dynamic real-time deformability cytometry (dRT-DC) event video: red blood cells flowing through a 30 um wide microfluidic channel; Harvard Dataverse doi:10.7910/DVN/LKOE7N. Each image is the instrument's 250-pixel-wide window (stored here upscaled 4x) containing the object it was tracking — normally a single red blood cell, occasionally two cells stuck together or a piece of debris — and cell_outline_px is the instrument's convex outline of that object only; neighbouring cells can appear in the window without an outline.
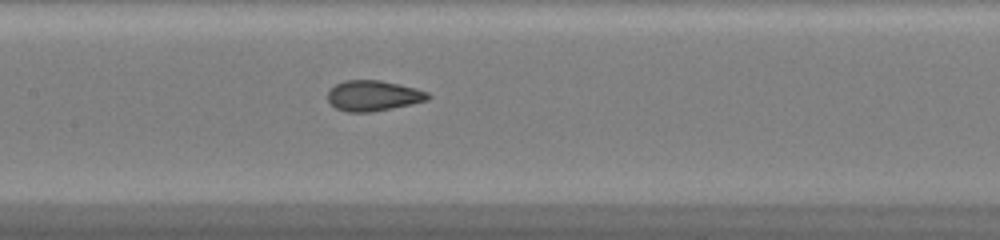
{"species": "common noctule bat (a hibernating species)", "species_latin": "Nyctalus noctula", "temperature_condition": "warm", "stored_images_in_passage": 10, "camera_frame_rate_fps": 3000, "um_per_image_px": 0.085, "animal": {"sex": "female", "body_mass_g": 20.0, "forearm_length_mm": 54.0}, "frame": {"image": 1, "passage_image": 9, "time_ms": 2.667, "image_size_px": [1000, 240], "cell_outline_px": [[432, 96], [428, 100], [412, 104], [372, 112], [348, 112], [336, 108], [328, 100], [328, 92], [336, 84], [344, 80], [380, 80], [400, 84], [416, 88], [428, 92]], "centroid_in_image_um": [31.76, 8.13], "position_along_channel_um": 175.6, "area_um2": 17.86}}